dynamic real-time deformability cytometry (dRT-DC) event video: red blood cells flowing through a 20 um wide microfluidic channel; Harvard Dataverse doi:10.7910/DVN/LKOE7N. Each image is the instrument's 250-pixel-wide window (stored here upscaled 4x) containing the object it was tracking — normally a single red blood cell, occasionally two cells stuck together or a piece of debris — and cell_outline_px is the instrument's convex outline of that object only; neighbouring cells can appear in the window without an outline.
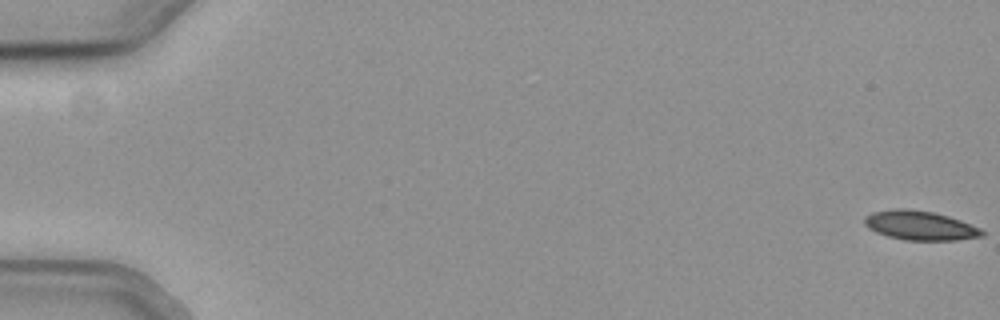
{"species": "common noctule bat (a hibernating species)", "species_latin": "Nyctalus noctula", "temperature_condition": "cold", "stored_images_in_passage": 57, "camera_frame_rate_fps": 3000, "um_per_image_px": 0.085, "animal": {"sex": "female", "body_mass_g": 19.3, "forearm_length_mm": 54.1}, "frame": {"image": 1, "passage_image": 1, "time_ms": 0.0, "image_size_px": [1000, 320], "cell_outline_px": [[984, 236], [956, 240], [904, 240], [888, 236], [876, 232], [868, 228], [864, 224], [864, 216], [872, 212], [896, 208], [904, 208], [932, 212], [948, 216], [960, 220], [980, 228], [984, 232]], "centroid_in_image_um": [78.18, 19.16], "position_along_channel_um": 6.8, "area_um2": 20.0}}
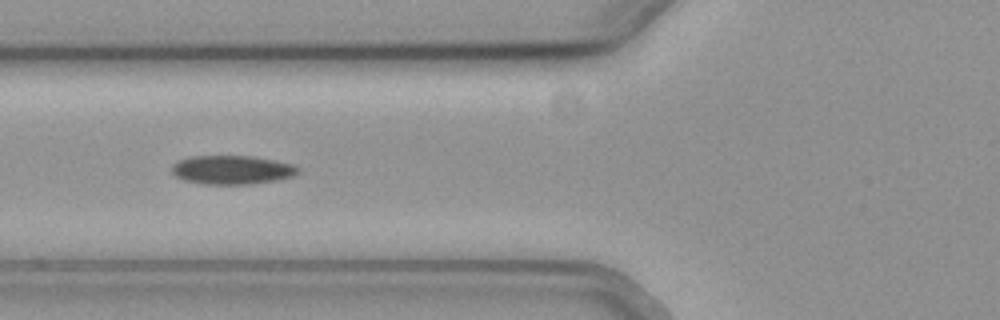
{"frame": {"image": 2, "passage_image": 23, "time_ms": 7.333, "image_size_px": [1000, 320], "cell_outline_px": [[300, 172], [292, 176], [276, 180], [252, 184], [204, 184], [184, 180], [176, 176], [172, 172], [172, 164], [176, 160], [192, 156], [252, 156], [292, 164], [300, 168]], "centroid_in_image_um": [19.7, 14.43], "position_along_channel_um": 106.1, "area_um2": 21.21}}
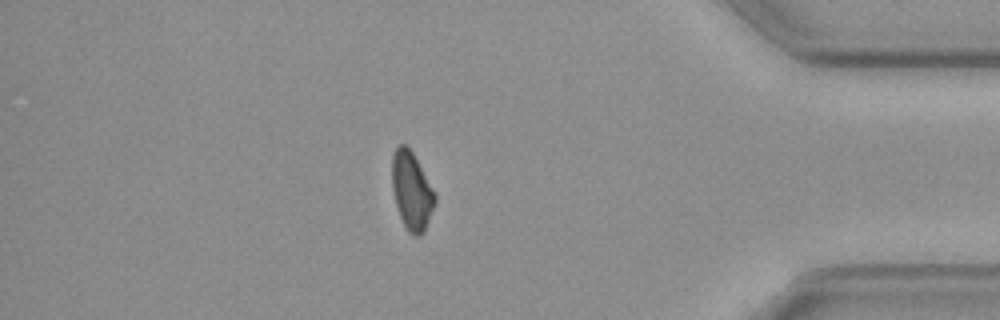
{"frame": {"image": 3, "passage_image": 49, "time_ms": 16.0, "image_size_px": [1000, 320], "cell_outline_px": [[436, 200], [424, 232], [420, 236], [412, 236], [408, 232], [400, 216], [396, 204], [392, 188], [392, 156], [396, 148], [400, 144], [404, 144], [412, 152], [436, 196]], "centroid_in_image_um": [34.97, 16.26], "position_along_channel_um": 400.2, "area_um2": 19.07}, "authors_computed_cell_mechanics": {"area_um2": 20.519, "velocity_mm_per_s": 3.7948, "shape_relaxation_time_tau1_ms": 5.061, "shape_relaxation_time_tau2_ms": null, "deformation_change_tau1": 0.0921, "deformation_change_tau2": null}}